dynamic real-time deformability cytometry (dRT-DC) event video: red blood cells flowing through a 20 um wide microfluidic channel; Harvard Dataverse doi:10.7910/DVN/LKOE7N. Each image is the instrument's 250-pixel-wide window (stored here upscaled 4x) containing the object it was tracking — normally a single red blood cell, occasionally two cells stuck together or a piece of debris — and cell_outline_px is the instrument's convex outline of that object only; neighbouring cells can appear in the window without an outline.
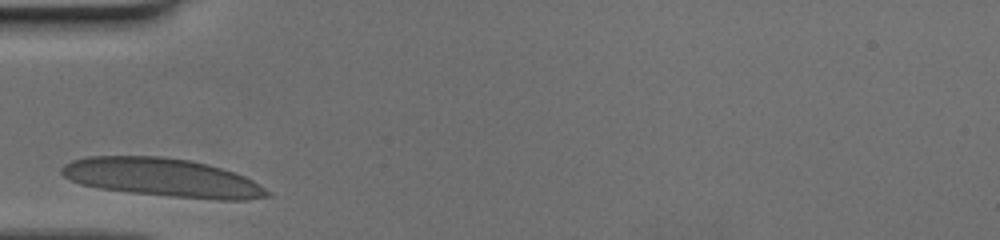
{"species": "human", "species_latin": "Homo sapiens", "temperature_condition": "cold", "stored_images_in_passage": 24, "camera_frame_rate_fps": 3000, "um_per_image_px": 0.085, "donor": {"sex": "female"}, "frame": {"image": 1, "passage_image": 1, "time_ms": 0.0, "image_size_px": [1000, 240], "cell_outline_px": [[272, 196], [248, 200], [220, 200], [172, 196], [132, 192], [100, 188], [80, 184], [64, 176], [60, 172], [60, 168], [64, 164], [72, 160], [88, 156], [160, 156], [188, 160], [208, 164], [244, 176], [252, 180], [272, 192]], "centroid_in_image_um": [13.83, 15.09], "position_along_channel_um": 71.2, "area_um2": 45.84}}
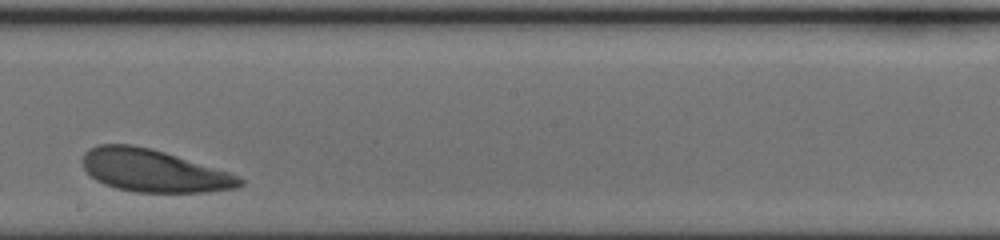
{"frame": {"image": 2, "passage_image": 14, "time_ms": 4.333, "image_size_px": [1000, 240], "cell_outline_px": [[244, 184], [236, 188], [208, 192], [132, 192], [116, 188], [104, 184], [96, 180], [84, 168], [80, 160], [84, 152], [88, 148], [96, 144], [132, 144], [164, 152], [228, 172], [244, 180]], "centroid_in_image_um": [13.0, 14.51], "position_along_channel_um": 235.2, "area_um2": 38.84}}
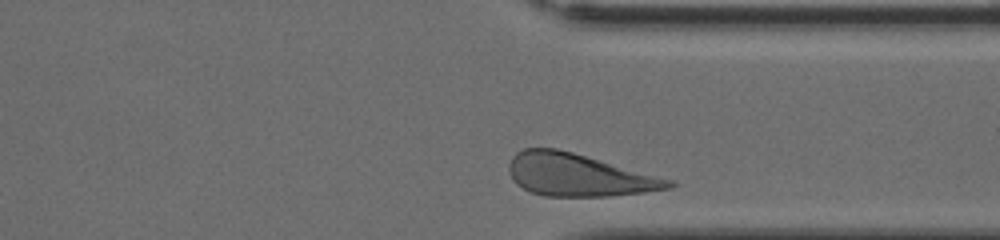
{"frame": {"image": 3, "passage_image": 24, "time_ms": 7.667, "image_size_px": [1000, 240], "cell_outline_px": [[676, 184], [672, 188], [644, 192], [608, 196], [544, 196], [528, 192], [516, 184], [508, 168], [508, 164], [512, 156], [516, 152], [524, 148], [556, 148], [572, 152], [672, 180]], "centroid_in_image_um": [49.12, 14.88], "position_along_channel_um": 362.3, "area_um2": 39.3}}